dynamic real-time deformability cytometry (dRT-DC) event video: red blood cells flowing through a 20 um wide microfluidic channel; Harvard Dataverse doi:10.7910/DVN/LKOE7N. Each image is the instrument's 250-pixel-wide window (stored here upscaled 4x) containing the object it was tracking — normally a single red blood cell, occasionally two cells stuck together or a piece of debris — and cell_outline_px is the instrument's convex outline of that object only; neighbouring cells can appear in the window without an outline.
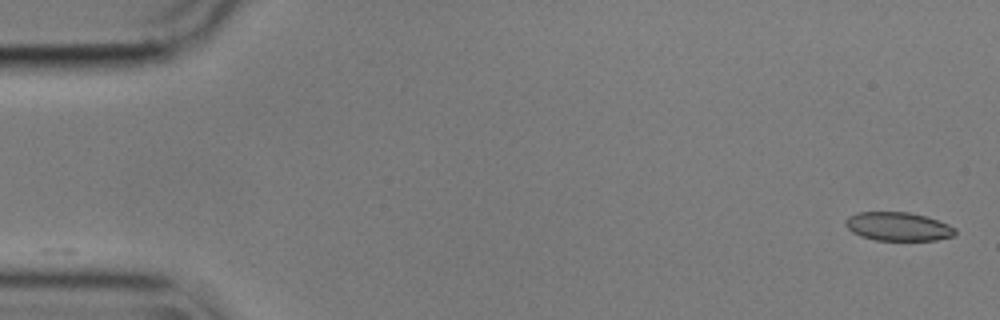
{"species": "common noctule bat (a hibernating species)", "species_latin": "Nyctalus noctula", "temperature_condition": "cold", "stored_images_in_passage": 55, "camera_frame_rate_fps": 3000, "um_per_image_px": 0.085, "animal": {"sex": "male", "body_mass_g": 17.9}, "frame": {"image": 1, "passage_image": 1, "time_ms": 0.0, "image_size_px": [1000, 320], "cell_outline_px": [[956, 232], [952, 236], [936, 240], [876, 240], [860, 236], [852, 232], [844, 224], [844, 220], [848, 216], [856, 212], [908, 212], [924, 216], [948, 224], [956, 228]], "centroid_in_image_um": [76.29, 19.25], "position_along_channel_um": 8.7, "area_um2": 18.26}}
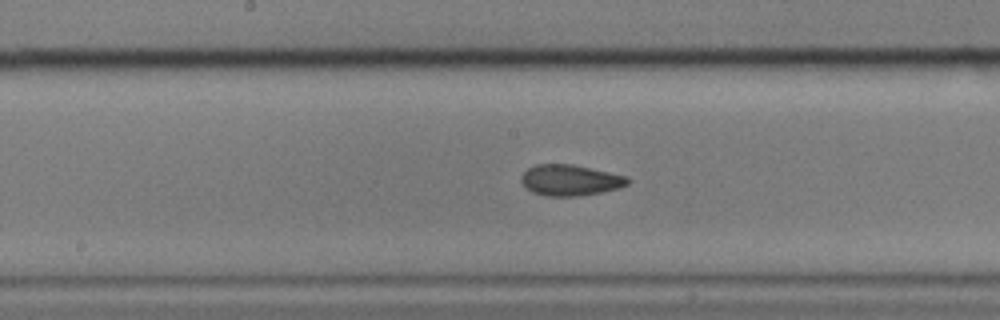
{"frame": {"image": 2, "passage_image": 28, "time_ms": 9.0, "image_size_px": [1000, 320], "cell_outline_px": [[632, 180], [628, 184], [620, 188], [600, 192], [576, 196], [544, 196], [532, 192], [520, 180], [520, 176], [528, 168], [536, 164], [572, 164], [628, 176]], "centroid_in_image_um": [48.48, 15.31], "position_along_channel_um": 199.7, "area_um2": 19.25}}
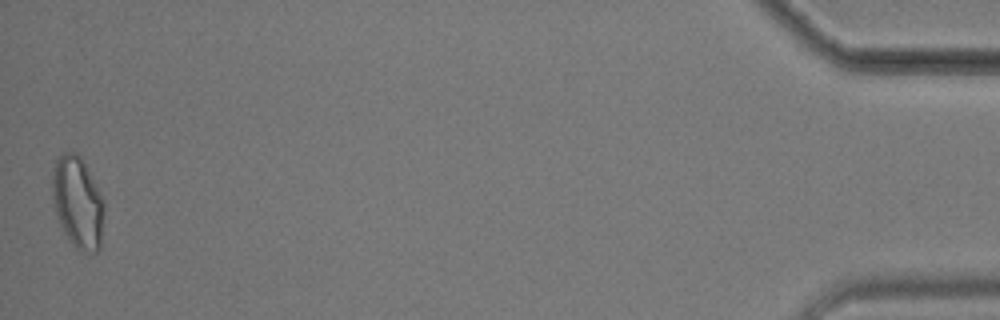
{"frame": {"image": 3, "passage_image": 55, "time_ms": 18.0, "image_size_px": [1000, 320], "cell_outline_px": [[104, 208], [100, 248], [96, 252], [80, 252], [72, 244], [64, 232], [56, 216], [52, 200], [52, 172], [56, 160], [64, 152], [76, 152], [80, 156], [104, 200]], "centroid_in_image_um": [6.59, 17.23], "position_along_channel_um": 428.6, "area_um2": 27.69}, "authors_computed_cell_mechanics": {"area_um2": 19.3052, "velocity_mm_per_s": 3.5615, "shape_relaxation_time_tau1_ms": 11.0335, "shape_relaxation_time_tau2_ms": 2.4658, "deformation_change_tau1": 0.1856, "deformation_change_tau2": 0.0652}}